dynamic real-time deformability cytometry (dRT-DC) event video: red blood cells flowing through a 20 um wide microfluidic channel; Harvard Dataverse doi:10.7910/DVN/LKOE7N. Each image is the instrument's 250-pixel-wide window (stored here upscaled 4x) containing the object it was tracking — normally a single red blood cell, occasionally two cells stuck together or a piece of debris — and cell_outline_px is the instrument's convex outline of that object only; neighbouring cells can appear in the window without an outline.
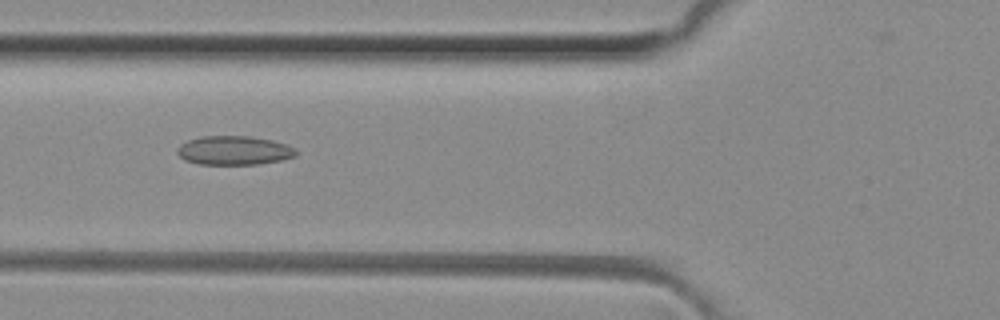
{"species": "common noctule bat (a hibernating species)", "species_latin": "Nyctalus noctula", "temperature_condition": "room temperature", "stored_images_in_passage": 50, "camera_frame_rate_fps": 3000, "um_per_image_px": 0.085, "animal": {"sex": "female", "body_mass_g": 29.2, "forearm_length_mm": 56.3}, "frame": {"image": 1, "passage_image": 19, "time_ms": 6.0, "image_size_px": [1000, 320], "cell_outline_px": [[296, 156], [280, 160], [256, 164], [200, 164], [184, 160], [176, 152], [176, 148], [180, 144], [188, 140], [200, 136], [252, 136], [272, 140], [288, 144], [296, 148]], "centroid_in_image_um": [19.88, 12.77], "position_along_channel_um": 105.9, "area_um2": 20.17}}
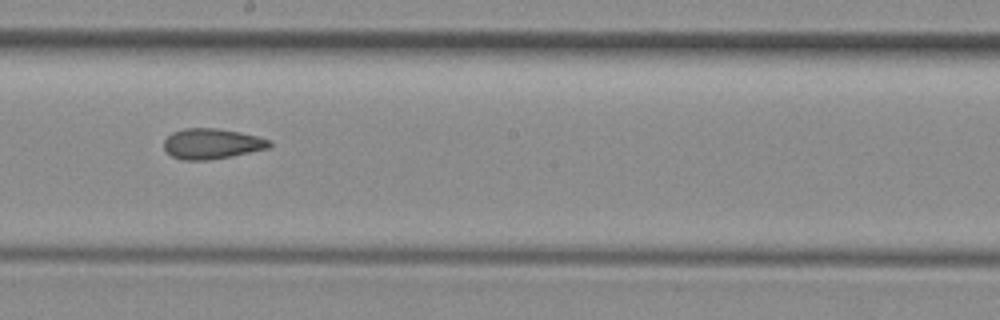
{"frame": {"image": 2, "passage_image": 28, "time_ms": 9.0, "image_size_px": [1000, 320], "cell_outline_px": [[272, 144], [268, 148], [232, 156], [208, 160], [180, 160], [172, 156], [164, 148], [164, 140], [172, 132], [184, 128], [216, 128], [240, 132], [272, 140]], "centroid_in_image_um": [18.0, 12.22], "position_along_channel_um": 230.2, "area_um2": 18.73}}
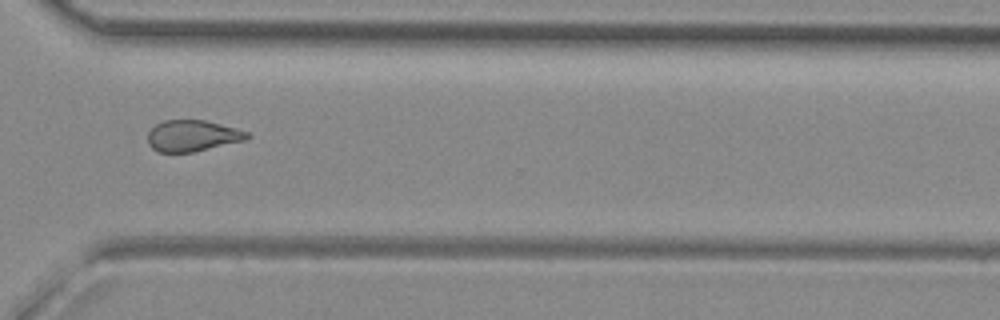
{"frame": {"image": 3, "passage_image": 37, "time_ms": 12.0, "image_size_px": [1000, 320], "cell_outline_px": [[252, 136], [248, 140], [192, 152], [160, 152], [152, 148], [148, 144], [148, 132], [156, 124], [164, 120], [204, 120], [236, 128], [248, 132]], "centroid_in_image_um": [16.39, 11.54], "position_along_channel_um": 354.2, "area_um2": 18.15}, "authors_computed_cell_mechanics": {"area_um2": 19.5942, "velocity_mm_per_s": 4.142, "shape_relaxation_time_tau1_ms": null, "shape_relaxation_time_tau2_ms": 3.6992, "deformation_change_tau1": null, "deformation_change_tau2": 0.1296}}